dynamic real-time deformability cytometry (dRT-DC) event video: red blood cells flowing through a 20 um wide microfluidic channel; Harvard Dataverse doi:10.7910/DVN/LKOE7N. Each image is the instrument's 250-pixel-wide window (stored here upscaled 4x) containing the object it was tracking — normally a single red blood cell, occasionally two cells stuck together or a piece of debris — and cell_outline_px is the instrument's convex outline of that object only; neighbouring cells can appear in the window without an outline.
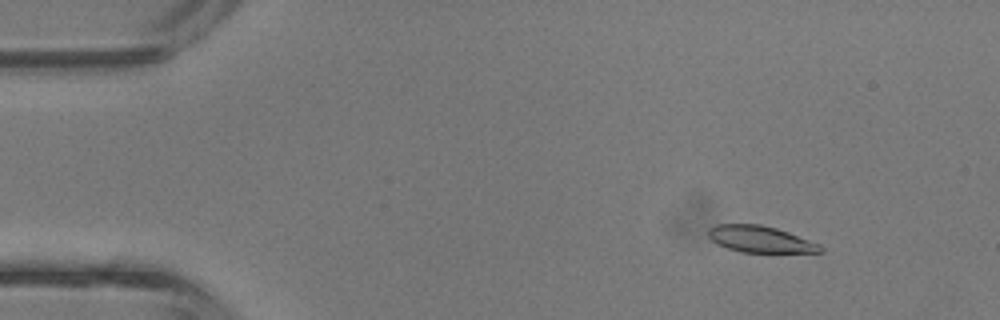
{"species": "common noctule bat (a hibernating species)", "species_latin": "Nyctalus noctula", "temperature_condition": "room temperature", "stored_images_in_passage": 2, "camera_frame_rate_fps": 3000, "um_per_image_px": 0.085, "animal": {"sex": "male", "body_mass_g": 13.3}, "frame": {"image": 1, "passage_image": 1, "time_ms": 0.0, "image_size_px": [1000, 320], "cell_outline_px": [[824, 252], [740, 252], [716, 244], [708, 236], [708, 228], [716, 224], [760, 224], [776, 228], [788, 232], [820, 244], [824, 248]], "centroid_in_image_um": [64.61, 20.33], "position_along_channel_um": 20.4, "area_um2": 17.34}}